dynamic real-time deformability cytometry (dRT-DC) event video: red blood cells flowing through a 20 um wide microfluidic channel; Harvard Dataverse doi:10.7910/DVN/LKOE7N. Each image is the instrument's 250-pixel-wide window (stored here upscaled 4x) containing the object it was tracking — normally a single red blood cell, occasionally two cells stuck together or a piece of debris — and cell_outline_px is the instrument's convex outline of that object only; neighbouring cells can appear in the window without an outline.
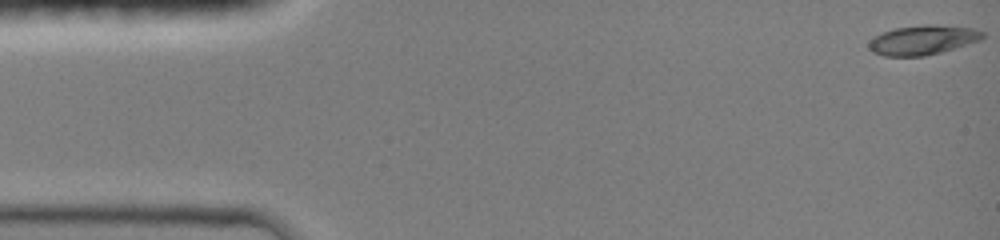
{"species": "common noctule bat (a hibernating species)", "species_latin": "Nyctalus noctula", "temperature_condition": "room temperature", "stored_images_in_passage": 45, "camera_frame_rate_fps": 3000, "um_per_image_px": 0.085, "animal": {"sex": "female", "body_mass_g": 19.0, "forearm_length_mm": 51.5}, "frame": {"image": 1, "passage_image": 1, "time_ms": 0.0, "image_size_px": [1000, 240], "cell_outline_px": [[984, 36], [980, 40], [940, 52], [924, 56], [884, 56], [872, 52], [868, 48], [868, 44], [876, 36], [884, 32], [896, 28], [924, 24], [936, 24], [972, 28], [984, 32]], "centroid_in_image_um": [78.43, 3.39], "position_along_channel_um": 6.6, "area_um2": 19.36}}
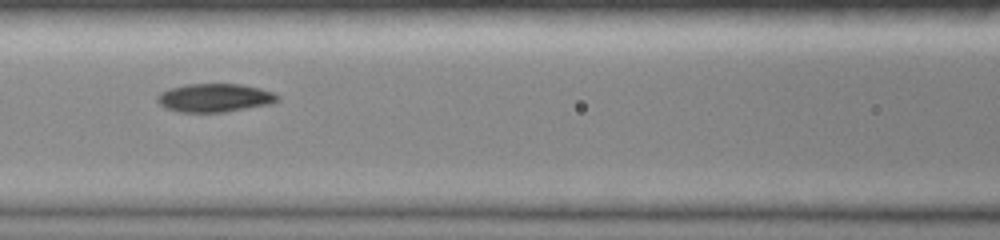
{"frame": {"image": 2, "passage_image": 20, "time_ms": 6.333, "image_size_px": [1000, 240], "cell_outline_px": [[280, 100], [272, 104], [224, 112], [180, 112], [168, 108], [160, 104], [156, 100], [156, 96], [160, 92], [168, 88], [184, 84], [244, 84], [260, 88], [272, 92], [280, 96]], "centroid_in_image_um": [18.26, 8.3], "position_along_channel_um": 148.3, "area_um2": 20.11}}
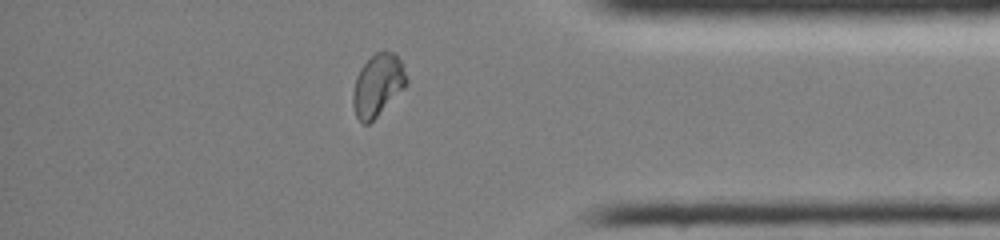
{"frame": {"image": 3, "passage_image": 39, "time_ms": 12.667, "image_size_px": [1000, 240], "cell_outline_px": [[408, 84], [368, 124], [364, 124], [356, 116], [352, 104], [352, 92], [356, 76], [360, 68], [376, 52], [396, 52], [400, 60], [408, 80]], "centroid_in_image_um": [32.09, 7.22], "position_along_channel_um": 403.1, "area_um2": 19.13}, "authors_computed_cell_mechanics": {"area_um2": 19.5364, "velocity_mm_per_s": 4.1819, "shape_relaxation_time_tau1_ms": 9.0803, "shape_relaxation_time_tau2_ms": 2.4665, "deformation_change_tau1": 0.2959, "deformation_change_tau2": 0.0555}}